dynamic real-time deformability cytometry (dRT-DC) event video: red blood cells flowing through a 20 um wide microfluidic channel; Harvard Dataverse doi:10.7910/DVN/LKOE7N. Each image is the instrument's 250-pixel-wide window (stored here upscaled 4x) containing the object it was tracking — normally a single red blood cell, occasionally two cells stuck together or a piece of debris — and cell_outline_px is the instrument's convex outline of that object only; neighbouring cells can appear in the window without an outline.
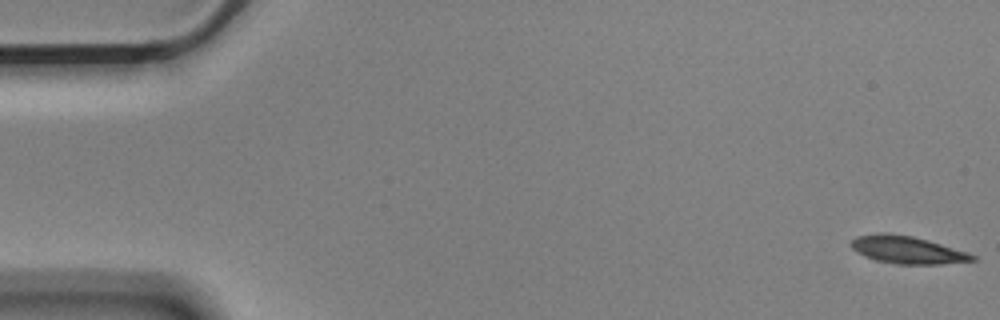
{"species": "Egyptian fruit bat (a non-hibernating species)", "species_latin": "Rousettus aegyptiacus", "temperature_condition": "cold", "stored_images_in_passage": 56, "camera_frame_rate_fps": 3000, "um_per_image_px": 0.085, "animal": {"sex": "male"}, "frame": {"image": 1, "passage_image": 1, "time_ms": 0.0, "image_size_px": [1000, 320], "cell_outline_px": [[976, 260], [940, 264], [900, 264], [876, 260], [856, 252], [848, 244], [856, 236], [884, 232], [912, 236], [928, 240], [968, 252], [976, 256]], "centroid_in_image_um": [77.1, 21.23], "position_along_channel_um": 7.9, "area_um2": 19.36}}
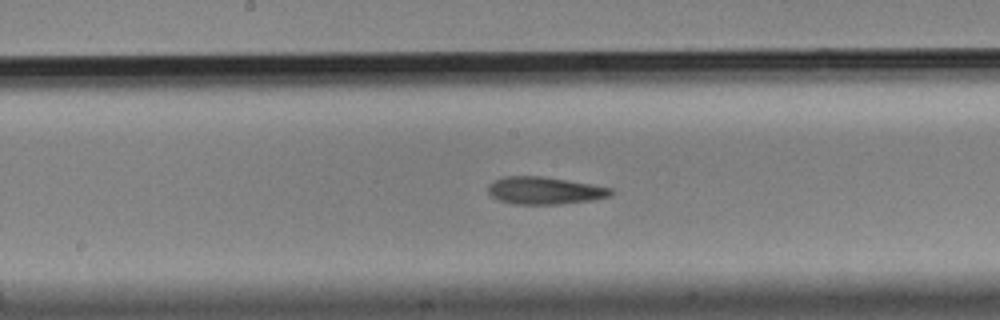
{"frame": {"image": 2, "passage_image": 29, "time_ms": 9.333, "image_size_px": [1000, 320], "cell_outline_px": [[612, 192], [608, 196], [592, 200], [564, 204], [512, 204], [500, 200], [492, 196], [488, 192], [488, 184], [504, 176], [544, 176], [612, 188]], "centroid_in_image_um": [46.26, 16.2], "position_along_channel_um": 201.9, "area_um2": 19.48}}
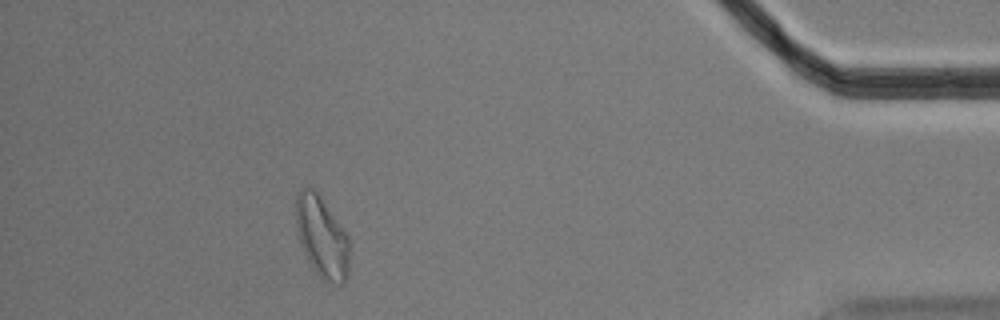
{"frame": {"image": 3, "passage_image": 51, "time_ms": 16.667, "image_size_px": [1000, 320], "cell_outline_px": [[348, 276], [344, 284], [336, 284], [324, 280], [312, 268], [300, 244], [296, 228], [296, 196], [300, 188], [308, 184], [320, 196], [348, 236]], "centroid_in_image_um": [27.33, 20.14], "position_along_channel_um": 407.9, "area_um2": 25.26}, "authors_computed_cell_mechanics": {"area_um2": 19.8543, "velocity_mm_per_s": 3.5292, "shape_relaxation_time_tau1_ms": 10.3072, "shape_relaxation_time_tau2_ms": 8.8069, "deformation_change_tau1": 0.2416, "deformation_change_tau2": 0.2034}}